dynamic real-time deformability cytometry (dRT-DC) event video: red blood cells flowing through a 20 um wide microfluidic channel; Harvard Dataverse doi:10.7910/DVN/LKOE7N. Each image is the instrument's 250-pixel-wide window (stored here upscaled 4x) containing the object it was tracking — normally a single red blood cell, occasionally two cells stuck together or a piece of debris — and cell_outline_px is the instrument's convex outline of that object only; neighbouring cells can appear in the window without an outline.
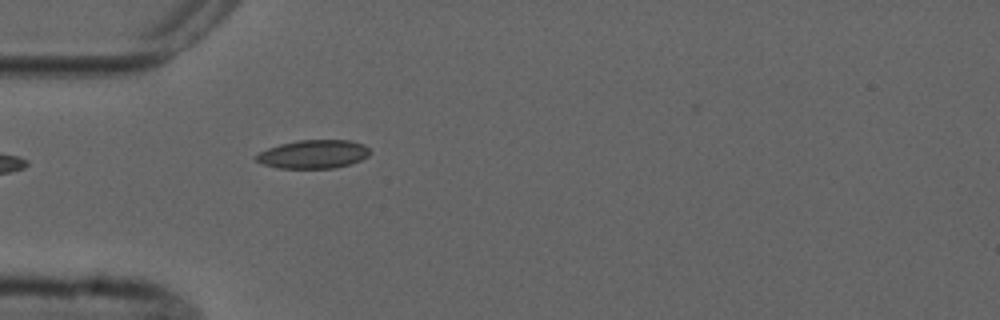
{"species": "common noctule bat (a hibernating species)", "species_latin": "Nyctalus noctula", "temperature_condition": "cold", "stored_images_in_passage": 5, "camera_frame_rate_fps": 3000, "um_per_image_px": 0.085, "animal": {"sex": "male", "forearm_length_mm": 52.5}, "frame": {"image": 1, "passage_image": 5, "time_ms": 5.0, "image_size_px": [1000, 320], "cell_outline_px": [[372, 152], [368, 156], [352, 164], [336, 168], [276, 168], [264, 164], [256, 160], [252, 156], [268, 148], [280, 144], [296, 140], [352, 140], [364, 144]], "centroid_in_image_um": [26.66, 13.1], "position_along_channel_um": 58.3, "area_um2": 19.13}}